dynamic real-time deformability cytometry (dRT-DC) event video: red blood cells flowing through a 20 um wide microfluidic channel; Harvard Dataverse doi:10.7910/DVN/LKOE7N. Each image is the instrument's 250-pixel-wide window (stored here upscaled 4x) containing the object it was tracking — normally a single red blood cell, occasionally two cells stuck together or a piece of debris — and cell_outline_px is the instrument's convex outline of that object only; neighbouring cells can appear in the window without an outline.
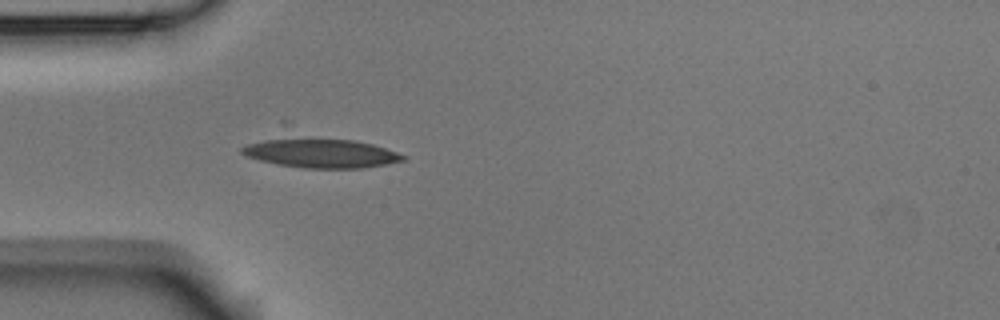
{"species": "Egyptian fruit bat (a non-hibernating species)", "species_latin": "Rousettus aegyptiacus", "temperature_condition": "room temperature", "stored_images_in_passage": 2, "camera_frame_rate_fps": 3000, "um_per_image_px": 0.085, "animal": {"sex": "male"}, "frame": {"image": 1, "passage_image": 2, "time_ms": 0.333, "image_size_px": [1000, 320], "cell_outline_px": [[408, 160], [364, 168], [300, 168], [260, 160], [248, 156], [240, 152], [240, 148], [248, 144], [264, 140], [284, 136], [352, 140], [372, 144], [408, 156]], "centroid_in_image_um": [27.29, 13.0], "position_along_channel_um": 57.7, "area_um2": 27.69}}